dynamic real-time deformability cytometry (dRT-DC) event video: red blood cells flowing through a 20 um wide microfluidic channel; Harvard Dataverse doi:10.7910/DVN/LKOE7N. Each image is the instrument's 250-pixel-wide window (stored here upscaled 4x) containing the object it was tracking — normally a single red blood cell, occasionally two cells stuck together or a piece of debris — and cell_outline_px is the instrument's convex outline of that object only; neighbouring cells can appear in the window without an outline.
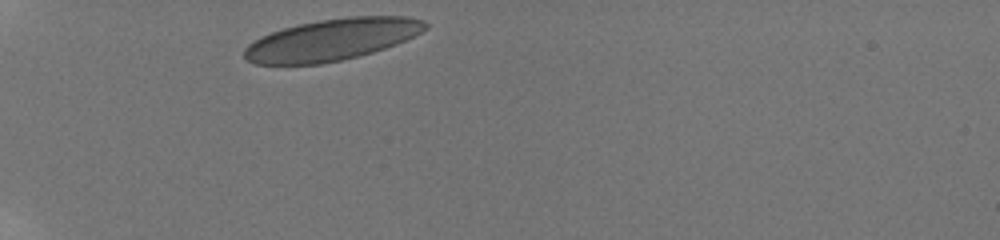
{"species": "human", "species_latin": "Homo sapiens", "temperature_condition": "room temperature", "stored_images_in_passage": 32, "camera_frame_rate_fps": 3000, "um_per_image_px": 0.085, "donor": {"sex": "male"}, "frame": {"image": 1, "passage_image": 1, "time_ms": 0.0, "image_size_px": [1000, 240], "cell_outline_px": [[428, 28], [396, 44], [360, 56], [320, 64], [256, 64], [248, 60], [244, 56], [244, 48], [248, 44], [260, 36], [284, 28], [300, 24], [320, 20], [348, 16], [408, 16], [424, 20], [428, 24]], "centroid_in_image_um": [28.21, 3.36], "position_along_channel_um": 56.8, "area_um2": 43.7}}
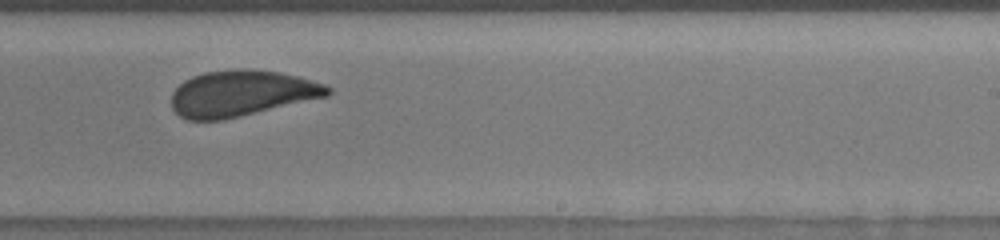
{"frame": {"image": 2, "passage_image": 20, "time_ms": 6.333, "image_size_px": [1000, 240], "cell_outline_px": [[332, 92], [328, 96], [224, 120], [188, 120], [180, 116], [172, 108], [172, 92], [184, 80], [192, 76], [204, 72], [236, 68], [252, 68], [280, 72], [296, 76], [324, 84], [332, 88]], "centroid_in_image_um": [20.52, 7.93], "position_along_channel_um": 268.5, "area_um2": 42.08}}
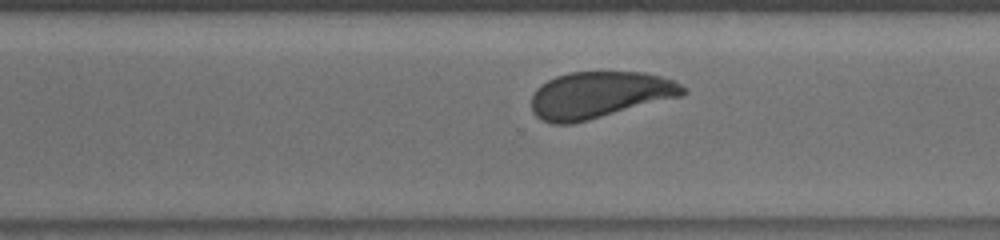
{"frame": {"image": 3, "passage_image": 24, "time_ms": 7.667, "image_size_px": [1000, 240], "cell_outline_px": [[688, 92], [684, 96], [572, 124], [552, 124], [540, 120], [532, 112], [532, 96], [536, 88], [540, 84], [556, 76], [568, 72], [644, 72], [660, 76], [672, 80], [688, 88]], "centroid_in_image_um": [50.96, 8.07], "position_along_channel_um": 319.6, "area_um2": 41.56}, "authors_computed_cell_mechanics": {"area_um2": 42.6564, "velocity_mm_per_s": 3.832, "shape_relaxation_time_tau1_ms": 4.0016, "shape_relaxation_time_tau2_ms": 0.566, "deformation_change_tau1": 0.1069, "deformation_change_tau2": 0.0677}}